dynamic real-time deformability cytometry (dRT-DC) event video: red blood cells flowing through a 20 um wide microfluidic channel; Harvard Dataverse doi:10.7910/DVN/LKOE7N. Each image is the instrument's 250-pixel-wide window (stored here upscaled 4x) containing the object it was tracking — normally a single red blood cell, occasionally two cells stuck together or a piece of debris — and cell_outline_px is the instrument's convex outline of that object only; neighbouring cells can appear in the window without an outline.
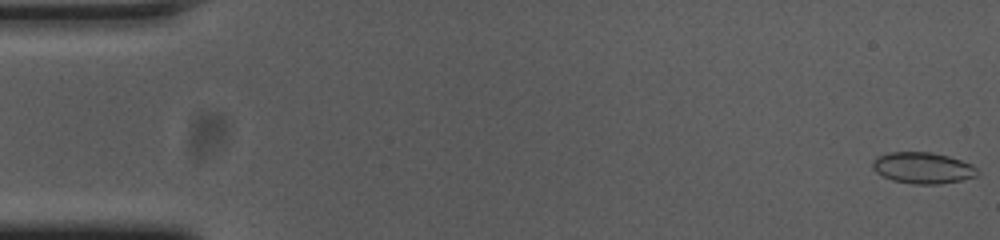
{"species": "common noctule bat (a hibernating species)", "species_latin": "Nyctalus noctula", "temperature_condition": "cold", "stored_images_in_passage": 55, "camera_frame_rate_fps": 3000, "um_per_image_px": 0.085, "animal": {"sex": "female", "body_mass_g": 23.0, "forearm_length_mm": 53.4}, "frame": {"image": 1, "passage_image": 1, "time_ms": 0.0, "image_size_px": [1000, 240], "cell_outline_px": [[980, 176], [940, 184], [912, 184], [892, 180], [876, 172], [872, 168], [872, 160], [876, 156], [888, 152], [932, 152], [948, 156], [972, 164], [980, 172]], "centroid_in_image_um": [78.44, 14.27], "position_along_channel_um": 6.6, "area_um2": 19.31}}
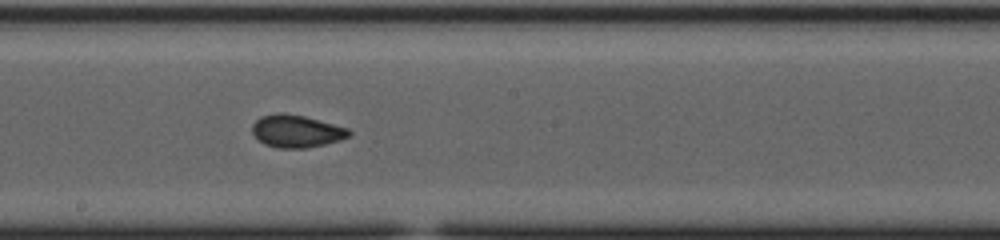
{"frame": {"image": 2, "passage_image": 30, "time_ms": 9.667, "image_size_px": [1000, 240], "cell_outline_px": [[352, 132], [348, 136], [340, 140], [324, 144], [304, 148], [280, 148], [264, 144], [252, 132], [252, 124], [260, 116], [276, 112], [284, 112], [304, 116], [348, 128]], "centroid_in_image_um": [25.17, 11.13], "position_along_channel_um": 223.0, "area_um2": 18.26}}
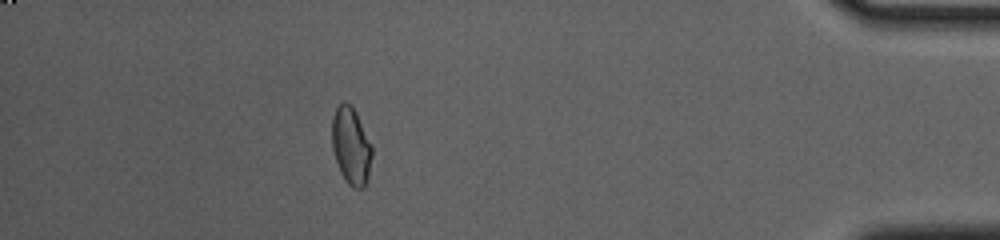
{"frame": {"image": 3, "passage_image": 49, "time_ms": 16.0, "image_size_px": [1000, 240], "cell_outline_px": [[372, 156], [368, 176], [364, 188], [352, 188], [344, 180], [340, 172], [332, 148], [332, 120], [336, 108], [344, 100], [356, 112], [372, 144]], "centroid_in_image_um": [29.85, 12.43], "position_along_channel_um": 405.4, "area_um2": 18.03}, "authors_computed_cell_mechanics": {"area_um2": 18.0914, "velocity_mm_per_s": 3.7043, "shape_relaxation_time_tau1_ms": 7.2164, "shape_relaxation_time_tau2_ms": 1.6178, "deformation_change_tau1": 0.1311, "deformation_change_tau2": 0.0587}}